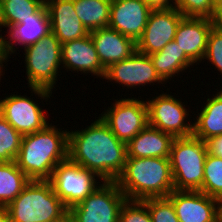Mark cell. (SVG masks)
Returning <instances> with one entry per match:
<instances>
[{
	"label": "cell",
	"mask_w": 222,
	"mask_h": 222,
	"mask_svg": "<svg viewBox=\"0 0 222 222\" xmlns=\"http://www.w3.org/2000/svg\"><path fill=\"white\" fill-rule=\"evenodd\" d=\"M207 154L205 141L193 135L174 138L169 157L174 190L201 191Z\"/></svg>",
	"instance_id": "obj_6"
},
{
	"label": "cell",
	"mask_w": 222,
	"mask_h": 222,
	"mask_svg": "<svg viewBox=\"0 0 222 222\" xmlns=\"http://www.w3.org/2000/svg\"><path fill=\"white\" fill-rule=\"evenodd\" d=\"M216 222H222V217L220 216Z\"/></svg>",
	"instance_id": "obj_40"
},
{
	"label": "cell",
	"mask_w": 222,
	"mask_h": 222,
	"mask_svg": "<svg viewBox=\"0 0 222 222\" xmlns=\"http://www.w3.org/2000/svg\"><path fill=\"white\" fill-rule=\"evenodd\" d=\"M207 153L222 158V135L205 140Z\"/></svg>",
	"instance_id": "obj_33"
},
{
	"label": "cell",
	"mask_w": 222,
	"mask_h": 222,
	"mask_svg": "<svg viewBox=\"0 0 222 222\" xmlns=\"http://www.w3.org/2000/svg\"><path fill=\"white\" fill-rule=\"evenodd\" d=\"M101 65L106 69L110 65L131 56L137 50L136 42L110 27L89 32Z\"/></svg>",
	"instance_id": "obj_19"
},
{
	"label": "cell",
	"mask_w": 222,
	"mask_h": 222,
	"mask_svg": "<svg viewBox=\"0 0 222 222\" xmlns=\"http://www.w3.org/2000/svg\"><path fill=\"white\" fill-rule=\"evenodd\" d=\"M139 99L142 98L115 99V103L100 114L112 133L126 144L148 125L147 103Z\"/></svg>",
	"instance_id": "obj_9"
},
{
	"label": "cell",
	"mask_w": 222,
	"mask_h": 222,
	"mask_svg": "<svg viewBox=\"0 0 222 222\" xmlns=\"http://www.w3.org/2000/svg\"><path fill=\"white\" fill-rule=\"evenodd\" d=\"M7 209L11 222H68V208L49 180H30Z\"/></svg>",
	"instance_id": "obj_4"
},
{
	"label": "cell",
	"mask_w": 222,
	"mask_h": 222,
	"mask_svg": "<svg viewBox=\"0 0 222 222\" xmlns=\"http://www.w3.org/2000/svg\"><path fill=\"white\" fill-rule=\"evenodd\" d=\"M151 10L170 9L175 6V0H143Z\"/></svg>",
	"instance_id": "obj_34"
},
{
	"label": "cell",
	"mask_w": 222,
	"mask_h": 222,
	"mask_svg": "<svg viewBox=\"0 0 222 222\" xmlns=\"http://www.w3.org/2000/svg\"><path fill=\"white\" fill-rule=\"evenodd\" d=\"M213 64L215 68L222 74V31L215 26L212 27L207 41V48L203 58Z\"/></svg>",
	"instance_id": "obj_32"
},
{
	"label": "cell",
	"mask_w": 222,
	"mask_h": 222,
	"mask_svg": "<svg viewBox=\"0 0 222 222\" xmlns=\"http://www.w3.org/2000/svg\"><path fill=\"white\" fill-rule=\"evenodd\" d=\"M150 12L143 0H112L108 27L137 43L143 35Z\"/></svg>",
	"instance_id": "obj_15"
},
{
	"label": "cell",
	"mask_w": 222,
	"mask_h": 222,
	"mask_svg": "<svg viewBox=\"0 0 222 222\" xmlns=\"http://www.w3.org/2000/svg\"><path fill=\"white\" fill-rule=\"evenodd\" d=\"M112 0H74V8L88 32L108 27Z\"/></svg>",
	"instance_id": "obj_24"
},
{
	"label": "cell",
	"mask_w": 222,
	"mask_h": 222,
	"mask_svg": "<svg viewBox=\"0 0 222 222\" xmlns=\"http://www.w3.org/2000/svg\"><path fill=\"white\" fill-rule=\"evenodd\" d=\"M118 222H152V219L141 200H126L120 209Z\"/></svg>",
	"instance_id": "obj_31"
},
{
	"label": "cell",
	"mask_w": 222,
	"mask_h": 222,
	"mask_svg": "<svg viewBox=\"0 0 222 222\" xmlns=\"http://www.w3.org/2000/svg\"><path fill=\"white\" fill-rule=\"evenodd\" d=\"M207 98L193 123V136L205 141L213 136L222 135V89Z\"/></svg>",
	"instance_id": "obj_23"
},
{
	"label": "cell",
	"mask_w": 222,
	"mask_h": 222,
	"mask_svg": "<svg viewBox=\"0 0 222 222\" xmlns=\"http://www.w3.org/2000/svg\"><path fill=\"white\" fill-rule=\"evenodd\" d=\"M101 182L84 200L68 209V222H118L127 198L115 181Z\"/></svg>",
	"instance_id": "obj_7"
},
{
	"label": "cell",
	"mask_w": 222,
	"mask_h": 222,
	"mask_svg": "<svg viewBox=\"0 0 222 222\" xmlns=\"http://www.w3.org/2000/svg\"><path fill=\"white\" fill-rule=\"evenodd\" d=\"M150 213L152 222H179L172 202L167 197L141 200Z\"/></svg>",
	"instance_id": "obj_29"
},
{
	"label": "cell",
	"mask_w": 222,
	"mask_h": 222,
	"mask_svg": "<svg viewBox=\"0 0 222 222\" xmlns=\"http://www.w3.org/2000/svg\"><path fill=\"white\" fill-rule=\"evenodd\" d=\"M5 39L6 37L4 38V36H2L1 34L0 35V77L3 76L2 74H4L3 67L5 66L3 65V63L6 64L9 58L6 52Z\"/></svg>",
	"instance_id": "obj_35"
},
{
	"label": "cell",
	"mask_w": 222,
	"mask_h": 222,
	"mask_svg": "<svg viewBox=\"0 0 222 222\" xmlns=\"http://www.w3.org/2000/svg\"><path fill=\"white\" fill-rule=\"evenodd\" d=\"M184 16L175 8L151 10L137 51L146 55L160 51L174 40L176 29Z\"/></svg>",
	"instance_id": "obj_13"
},
{
	"label": "cell",
	"mask_w": 222,
	"mask_h": 222,
	"mask_svg": "<svg viewBox=\"0 0 222 222\" xmlns=\"http://www.w3.org/2000/svg\"><path fill=\"white\" fill-rule=\"evenodd\" d=\"M153 98H148L146 101L149 126L168 133L174 138L192 136L193 122L191 123L188 118L190 114L184 102L169 93H162Z\"/></svg>",
	"instance_id": "obj_10"
},
{
	"label": "cell",
	"mask_w": 222,
	"mask_h": 222,
	"mask_svg": "<svg viewBox=\"0 0 222 222\" xmlns=\"http://www.w3.org/2000/svg\"><path fill=\"white\" fill-rule=\"evenodd\" d=\"M213 21L205 17H183L176 29L174 41L196 65L204 58Z\"/></svg>",
	"instance_id": "obj_16"
},
{
	"label": "cell",
	"mask_w": 222,
	"mask_h": 222,
	"mask_svg": "<svg viewBox=\"0 0 222 222\" xmlns=\"http://www.w3.org/2000/svg\"><path fill=\"white\" fill-rule=\"evenodd\" d=\"M22 135L0 114V162H13L19 154Z\"/></svg>",
	"instance_id": "obj_28"
},
{
	"label": "cell",
	"mask_w": 222,
	"mask_h": 222,
	"mask_svg": "<svg viewBox=\"0 0 222 222\" xmlns=\"http://www.w3.org/2000/svg\"><path fill=\"white\" fill-rule=\"evenodd\" d=\"M68 159V131L47 125L22 136L16 163L30 180H49L56 166Z\"/></svg>",
	"instance_id": "obj_2"
},
{
	"label": "cell",
	"mask_w": 222,
	"mask_h": 222,
	"mask_svg": "<svg viewBox=\"0 0 222 222\" xmlns=\"http://www.w3.org/2000/svg\"><path fill=\"white\" fill-rule=\"evenodd\" d=\"M62 64L65 70L92 73L103 78L105 68L101 65L94 42L87 36L61 44Z\"/></svg>",
	"instance_id": "obj_17"
},
{
	"label": "cell",
	"mask_w": 222,
	"mask_h": 222,
	"mask_svg": "<svg viewBox=\"0 0 222 222\" xmlns=\"http://www.w3.org/2000/svg\"><path fill=\"white\" fill-rule=\"evenodd\" d=\"M201 192L222 200V158L207 154Z\"/></svg>",
	"instance_id": "obj_27"
},
{
	"label": "cell",
	"mask_w": 222,
	"mask_h": 222,
	"mask_svg": "<svg viewBox=\"0 0 222 222\" xmlns=\"http://www.w3.org/2000/svg\"><path fill=\"white\" fill-rule=\"evenodd\" d=\"M29 182L16 161L0 162V207H7Z\"/></svg>",
	"instance_id": "obj_25"
},
{
	"label": "cell",
	"mask_w": 222,
	"mask_h": 222,
	"mask_svg": "<svg viewBox=\"0 0 222 222\" xmlns=\"http://www.w3.org/2000/svg\"><path fill=\"white\" fill-rule=\"evenodd\" d=\"M6 32V52L8 57L16 52L15 45L24 48L35 44L51 32L50 18L46 5L44 4L32 17L23 20L20 24L10 26ZM9 38V40H8ZM14 45V46H13Z\"/></svg>",
	"instance_id": "obj_20"
},
{
	"label": "cell",
	"mask_w": 222,
	"mask_h": 222,
	"mask_svg": "<svg viewBox=\"0 0 222 222\" xmlns=\"http://www.w3.org/2000/svg\"><path fill=\"white\" fill-rule=\"evenodd\" d=\"M220 214H221V217H222V200L220 201Z\"/></svg>",
	"instance_id": "obj_38"
},
{
	"label": "cell",
	"mask_w": 222,
	"mask_h": 222,
	"mask_svg": "<svg viewBox=\"0 0 222 222\" xmlns=\"http://www.w3.org/2000/svg\"><path fill=\"white\" fill-rule=\"evenodd\" d=\"M0 222H10V215L7 207H0Z\"/></svg>",
	"instance_id": "obj_37"
},
{
	"label": "cell",
	"mask_w": 222,
	"mask_h": 222,
	"mask_svg": "<svg viewBox=\"0 0 222 222\" xmlns=\"http://www.w3.org/2000/svg\"><path fill=\"white\" fill-rule=\"evenodd\" d=\"M216 4L222 2V0H215Z\"/></svg>",
	"instance_id": "obj_41"
},
{
	"label": "cell",
	"mask_w": 222,
	"mask_h": 222,
	"mask_svg": "<svg viewBox=\"0 0 222 222\" xmlns=\"http://www.w3.org/2000/svg\"><path fill=\"white\" fill-rule=\"evenodd\" d=\"M0 114L22 136L41 131L49 124L42 107L24 95L11 94L0 99Z\"/></svg>",
	"instance_id": "obj_12"
},
{
	"label": "cell",
	"mask_w": 222,
	"mask_h": 222,
	"mask_svg": "<svg viewBox=\"0 0 222 222\" xmlns=\"http://www.w3.org/2000/svg\"><path fill=\"white\" fill-rule=\"evenodd\" d=\"M167 198L179 222H216L221 216L220 201L201 191L174 190Z\"/></svg>",
	"instance_id": "obj_14"
},
{
	"label": "cell",
	"mask_w": 222,
	"mask_h": 222,
	"mask_svg": "<svg viewBox=\"0 0 222 222\" xmlns=\"http://www.w3.org/2000/svg\"><path fill=\"white\" fill-rule=\"evenodd\" d=\"M82 130L68 131V159L93 171L102 181H115L127 160V145L97 117Z\"/></svg>",
	"instance_id": "obj_1"
},
{
	"label": "cell",
	"mask_w": 222,
	"mask_h": 222,
	"mask_svg": "<svg viewBox=\"0 0 222 222\" xmlns=\"http://www.w3.org/2000/svg\"><path fill=\"white\" fill-rule=\"evenodd\" d=\"M26 78L31 93L48 101L62 66L61 43L50 32L35 44L24 48ZM61 65V67H60Z\"/></svg>",
	"instance_id": "obj_5"
},
{
	"label": "cell",
	"mask_w": 222,
	"mask_h": 222,
	"mask_svg": "<svg viewBox=\"0 0 222 222\" xmlns=\"http://www.w3.org/2000/svg\"><path fill=\"white\" fill-rule=\"evenodd\" d=\"M174 137L147 125L127 145V157L169 158Z\"/></svg>",
	"instance_id": "obj_21"
},
{
	"label": "cell",
	"mask_w": 222,
	"mask_h": 222,
	"mask_svg": "<svg viewBox=\"0 0 222 222\" xmlns=\"http://www.w3.org/2000/svg\"><path fill=\"white\" fill-rule=\"evenodd\" d=\"M184 17L212 19L216 9L215 0H175L174 6Z\"/></svg>",
	"instance_id": "obj_30"
},
{
	"label": "cell",
	"mask_w": 222,
	"mask_h": 222,
	"mask_svg": "<svg viewBox=\"0 0 222 222\" xmlns=\"http://www.w3.org/2000/svg\"><path fill=\"white\" fill-rule=\"evenodd\" d=\"M212 21L213 25L222 31V2L216 4V9Z\"/></svg>",
	"instance_id": "obj_36"
},
{
	"label": "cell",
	"mask_w": 222,
	"mask_h": 222,
	"mask_svg": "<svg viewBox=\"0 0 222 222\" xmlns=\"http://www.w3.org/2000/svg\"><path fill=\"white\" fill-rule=\"evenodd\" d=\"M51 32L63 44L89 34L74 8V0H45Z\"/></svg>",
	"instance_id": "obj_18"
},
{
	"label": "cell",
	"mask_w": 222,
	"mask_h": 222,
	"mask_svg": "<svg viewBox=\"0 0 222 222\" xmlns=\"http://www.w3.org/2000/svg\"><path fill=\"white\" fill-rule=\"evenodd\" d=\"M45 0H2L0 28H9L32 17Z\"/></svg>",
	"instance_id": "obj_26"
},
{
	"label": "cell",
	"mask_w": 222,
	"mask_h": 222,
	"mask_svg": "<svg viewBox=\"0 0 222 222\" xmlns=\"http://www.w3.org/2000/svg\"><path fill=\"white\" fill-rule=\"evenodd\" d=\"M115 182L127 200L167 197L174 191L169 158L127 157Z\"/></svg>",
	"instance_id": "obj_3"
},
{
	"label": "cell",
	"mask_w": 222,
	"mask_h": 222,
	"mask_svg": "<svg viewBox=\"0 0 222 222\" xmlns=\"http://www.w3.org/2000/svg\"><path fill=\"white\" fill-rule=\"evenodd\" d=\"M103 79L122 84L127 89L165 83L157 74L150 56L137 50L128 58L107 67Z\"/></svg>",
	"instance_id": "obj_11"
},
{
	"label": "cell",
	"mask_w": 222,
	"mask_h": 222,
	"mask_svg": "<svg viewBox=\"0 0 222 222\" xmlns=\"http://www.w3.org/2000/svg\"><path fill=\"white\" fill-rule=\"evenodd\" d=\"M99 179L102 180L93 171L67 159L56 166L49 181L55 194L69 209L98 188Z\"/></svg>",
	"instance_id": "obj_8"
},
{
	"label": "cell",
	"mask_w": 222,
	"mask_h": 222,
	"mask_svg": "<svg viewBox=\"0 0 222 222\" xmlns=\"http://www.w3.org/2000/svg\"><path fill=\"white\" fill-rule=\"evenodd\" d=\"M149 56L157 74L166 83L172 77H177L180 72H184L188 67L191 68L190 66L194 65L174 40L167 43L160 51Z\"/></svg>",
	"instance_id": "obj_22"
},
{
	"label": "cell",
	"mask_w": 222,
	"mask_h": 222,
	"mask_svg": "<svg viewBox=\"0 0 222 222\" xmlns=\"http://www.w3.org/2000/svg\"><path fill=\"white\" fill-rule=\"evenodd\" d=\"M1 7H2V0H0V18H1Z\"/></svg>",
	"instance_id": "obj_39"
}]
</instances>
